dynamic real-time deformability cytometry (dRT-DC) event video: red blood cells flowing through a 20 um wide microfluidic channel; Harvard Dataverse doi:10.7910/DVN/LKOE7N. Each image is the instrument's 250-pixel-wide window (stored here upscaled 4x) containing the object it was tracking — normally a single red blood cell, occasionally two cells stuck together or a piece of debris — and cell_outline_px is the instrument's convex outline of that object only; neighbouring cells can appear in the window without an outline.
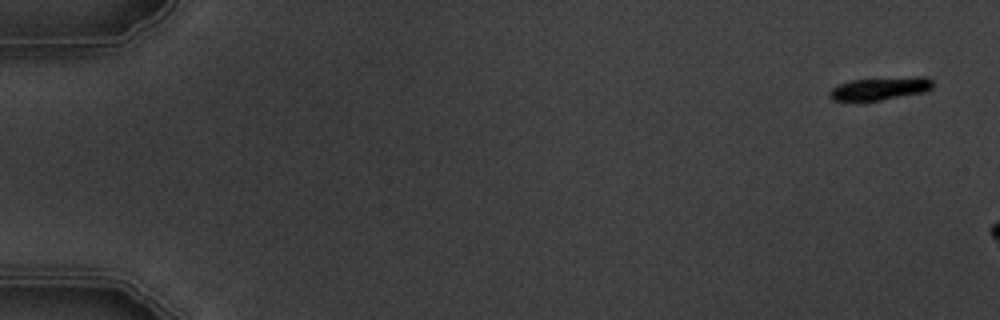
{"species": "common noctule bat (a hibernating species)", "species_latin": "Nyctalus noctula", "temperature_condition": "warm", "stored_images_in_passage": 3, "camera_frame_rate_fps": 3000, "um_per_image_px": 0.085, "animal": {"sex": "male", "body_mass_g": 19.5, "forearm_length_mm": 54.6}, "frame": {"image": 1, "passage_image": 1, "time_ms": 0.0, "image_size_px": [1000, 320], "cell_outline_px": [[932, 88], [924, 92], [880, 100], [832, 100], [828, 96], [828, 92], [832, 88], [840, 84], [852, 80], [916, 76], [928, 76], [932, 80]], "centroid_in_image_um": [74.83, 7.51], "position_along_channel_um": 10.2, "area_um2": 13.64}}